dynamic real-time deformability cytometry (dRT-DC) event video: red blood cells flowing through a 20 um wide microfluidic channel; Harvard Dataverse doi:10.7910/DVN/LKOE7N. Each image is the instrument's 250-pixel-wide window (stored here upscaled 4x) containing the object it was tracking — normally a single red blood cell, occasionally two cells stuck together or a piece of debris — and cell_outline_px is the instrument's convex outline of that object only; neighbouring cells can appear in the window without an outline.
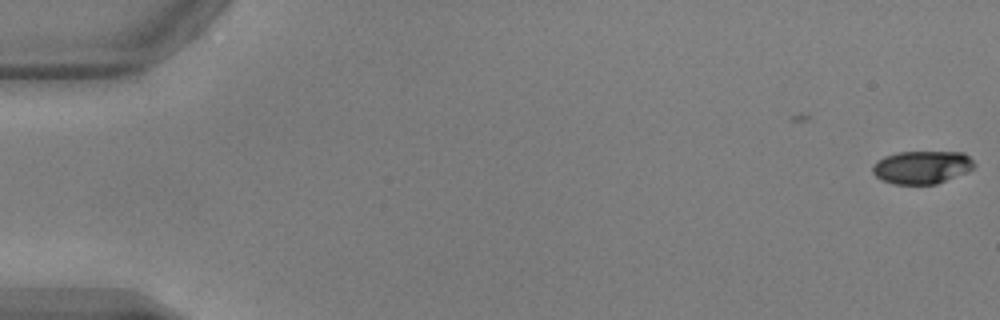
{"species": "common noctule bat (a hibernating species)", "species_latin": "Nyctalus noctula", "temperature_condition": "warm", "stored_images_in_passage": 50, "camera_frame_rate_fps": 3000, "um_per_image_px": 0.085, "animal": {"sex": "male", "body_mass_g": 17.9, "forearm_length_mm": 54.2}, "frame": {"image": 1, "passage_image": 1, "time_ms": 0.0, "image_size_px": [1000, 320], "cell_outline_px": [[976, 164], [972, 168], [964, 172], [936, 184], [896, 184], [880, 180], [872, 172], [872, 168], [884, 156], [896, 152], [964, 152]], "centroid_in_image_um": [78.34, 14.21], "position_along_channel_um": 6.7, "area_um2": 19.25}}
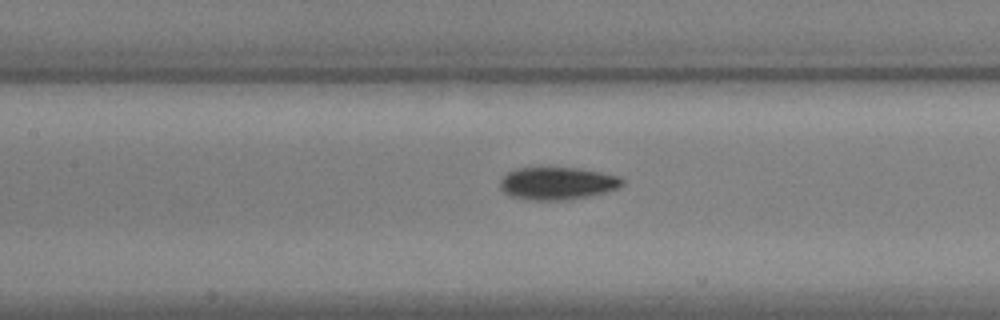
{"frame": {"image": 2, "passage_image": 25, "time_ms": 8.0, "image_size_px": [1000, 320], "cell_outline_px": [[624, 184], [620, 188], [592, 196], [568, 200], [528, 200], [512, 196], [504, 192], [500, 188], [500, 180], [508, 172], [516, 168], [580, 168], [620, 176], [624, 180]], "centroid_in_image_um": [47.42, 15.59], "position_along_channel_um": 160.0, "area_um2": 23.41}}
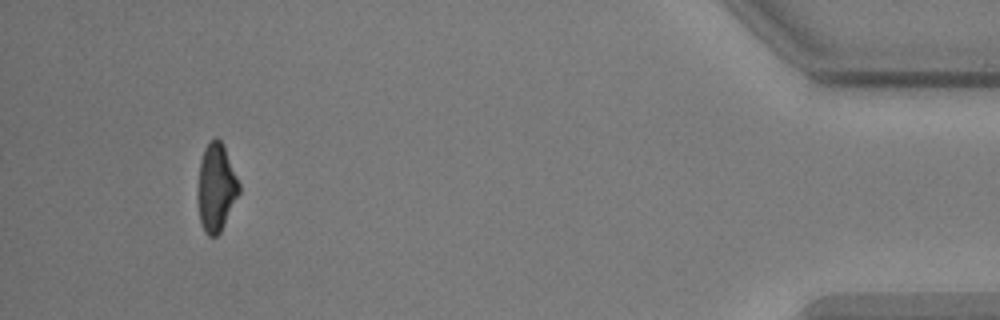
{"frame": {"image": 3, "passage_image": 50, "time_ms": 16.333, "image_size_px": [1000, 320], "cell_outline_px": [[240, 192], [220, 232], [216, 236], [208, 236], [204, 232], [200, 224], [196, 196], [196, 192], [200, 160], [204, 148], [216, 136], [224, 144], [240, 184]], "centroid_in_image_um": [18.35, 15.94], "position_along_channel_um": 416.9, "area_um2": 21.56}, "authors_computed_cell_mechanics": {"area_um2": 21.7039, "velocity_mm_per_s": 3.8634, "shape_relaxation_time_tau1_ms": 2.6237, "shape_relaxation_time_tau2_ms": 2.2076, "deformation_change_tau1": 0.1382, "deformation_change_tau2": 0.0745}}